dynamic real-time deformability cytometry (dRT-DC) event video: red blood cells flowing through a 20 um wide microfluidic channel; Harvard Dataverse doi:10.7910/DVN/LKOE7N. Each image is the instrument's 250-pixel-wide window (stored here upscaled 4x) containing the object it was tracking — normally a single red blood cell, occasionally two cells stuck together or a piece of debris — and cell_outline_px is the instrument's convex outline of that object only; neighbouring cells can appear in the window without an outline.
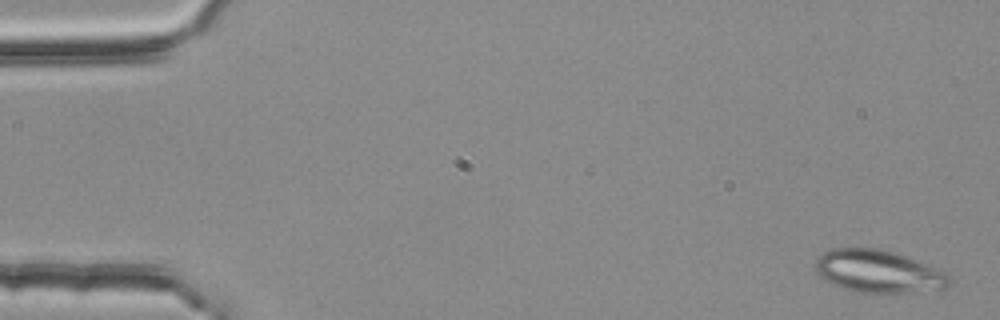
{"species": "common noctule bat (a hibernating species)", "species_latin": "Nyctalus noctula", "temperature_condition": "room temperature", "stored_images_in_passage": 4, "camera_frame_rate_fps": 3000, "um_per_image_px": 0.085, "animal": {"sex": "female", "body_mass_g": 25.1}, "frame": {"image": 1, "passage_image": 1, "time_ms": 0.0, "image_size_px": [1000, 320], "cell_outline_px": [[952, 284], [944, 288], [912, 292], [852, 292], [832, 284], [824, 280], [816, 272], [816, 260], [828, 248], [880, 248], [904, 256], [936, 268], [944, 272], [952, 280]], "centroid_in_image_um": [74.62, 23.07], "position_along_channel_um": 10.4, "area_um2": 33.0}}